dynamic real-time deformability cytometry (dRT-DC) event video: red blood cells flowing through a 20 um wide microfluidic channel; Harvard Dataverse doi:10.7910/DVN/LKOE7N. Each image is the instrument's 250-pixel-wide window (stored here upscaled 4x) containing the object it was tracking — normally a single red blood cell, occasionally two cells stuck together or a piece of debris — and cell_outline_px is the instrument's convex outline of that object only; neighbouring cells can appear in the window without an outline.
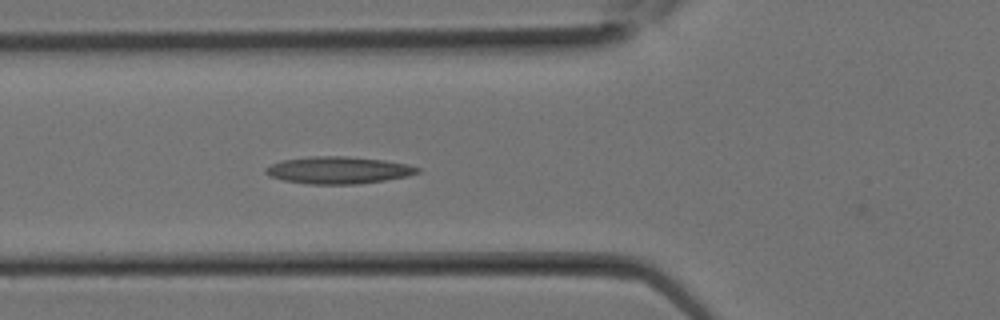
{"species": "Egyptian fruit bat (a non-hibernating species)", "species_latin": "Rousettus aegyptiacus", "temperature_condition": "room temperature", "stored_images_in_passage": 10, "camera_frame_rate_fps": 3000, "um_per_image_px": 0.085, "animal": {"sex": "female"}, "frame": {"image": 1, "passage_image": 10, "time_ms": 3.0, "image_size_px": [1000, 320], "cell_outline_px": [[420, 172], [408, 176], [384, 180], [356, 184], [304, 184], [284, 180], [268, 176], [264, 172], [264, 168], [272, 164], [284, 160], [308, 156], [348, 156], [384, 160], [408, 164], [420, 168]], "centroid_in_image_um": [28.74, 14.46], "position_along_channel_um": 97.1, "area_um2": 24.1}}